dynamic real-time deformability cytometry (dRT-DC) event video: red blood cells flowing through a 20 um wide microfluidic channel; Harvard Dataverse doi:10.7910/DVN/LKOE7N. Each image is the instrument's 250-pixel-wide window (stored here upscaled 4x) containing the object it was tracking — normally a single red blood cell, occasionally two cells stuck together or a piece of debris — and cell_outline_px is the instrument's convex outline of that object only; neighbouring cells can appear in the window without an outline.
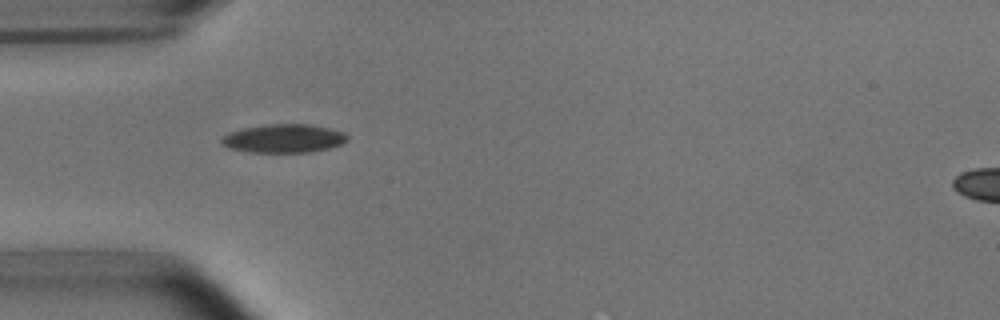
{"species": "common noctule bat (a hibernating species)", "species_latin": "Nyctalus noctula", "temperature_condition": "room temperature", "stored_images_in_passage": 5, "camera_frame_rate_fps": 3000, "um_per_image_px": 0.085, "animal": {"sex": "male", "body_mass_g": 15.6}, "frame": {"image": 1, "passage_image": 1, "time_ms": 0.0, "image_size_px": [1000, 320], "cell_outline_px": [[348, 140], [340, 144], [328, 148], [312, 152], [248, 152], [228, 148], [220, 140], [224, 136], [232, 132], [244, 128], [272, 124], [308, 124], [328, 128], [344, 132], [348, 136]], "centroid_in_image_um": [24.14, 11.77], "position_along_channel_um": 60.9, "area_um2": 20.63}}
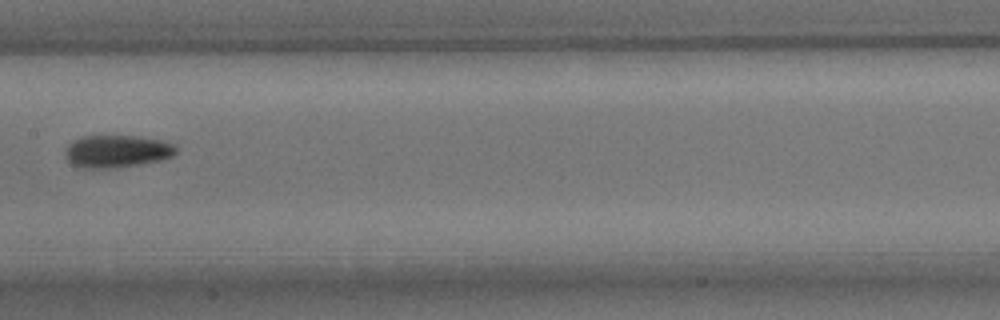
{"frame": {"image": 2, "passage_image": 4, "time_ms": 3.667, "image_size_px": [1000, 320], "cell_outline_px": [[176, 152], [172, 156], [160, 160], [140, 164], [116, 168], [84, 168], [72, 164], [68, 160], [64, 152], [68, 144], [72, 140], [80, 136], [136, 136], [160, 140], [172, 144], [176, 148]], "centroid_in_image_um": [9.89, 12.86], "position_along_channel_um": 197.5, "area_um2": 20.92}}
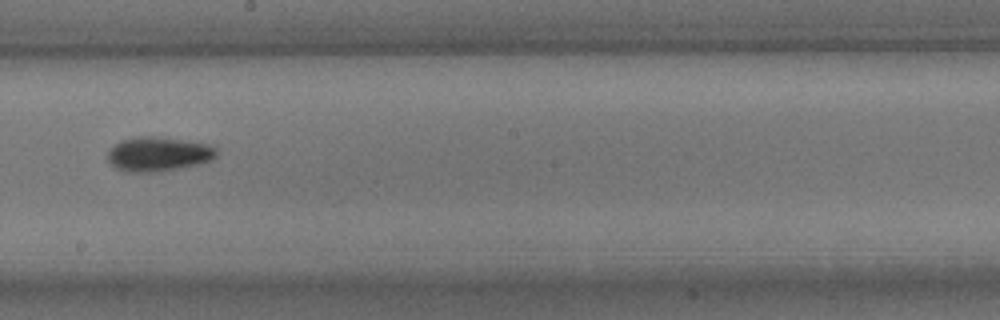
{"frame": {"image": 3, "passage_image": 5, "time_ms": 4.667, "image_size_px": [1000, 320], "cell_outline_px": [[216, 156], [208, 160], [196, 164], [176, 168], [152, 172], [128, 172], [116, 168], [108, 160], [108, 152], [120, 140], [136, 136], [152, 136], [208, 144], [216, 148]], "centroid_in_image_um": [13.41, 13.09], "position_along_channel_um": 234.8, "area_um2": 21.27}}